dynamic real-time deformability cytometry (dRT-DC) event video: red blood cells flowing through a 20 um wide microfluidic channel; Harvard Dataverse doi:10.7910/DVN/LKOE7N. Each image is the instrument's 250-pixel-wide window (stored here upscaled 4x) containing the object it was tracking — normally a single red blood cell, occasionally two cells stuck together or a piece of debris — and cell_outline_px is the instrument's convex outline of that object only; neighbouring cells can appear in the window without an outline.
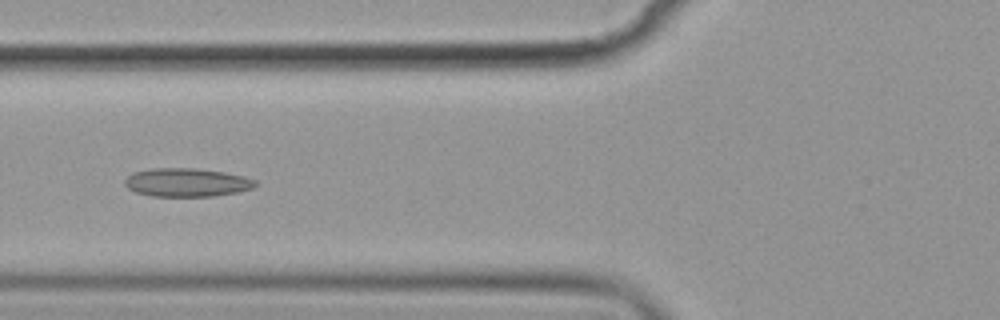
{"species": "common noctule bat (a hibernating species)", "species_latin": "Nyctalus noctula", "temperature_condition": "cold", "stored_images_in_passage": 7, "camera_frame_rate_fps": 3000, "um_per_image_px": 0.085, "animal": {"sex": "female", "body_mass_g": 19.9}, "frame": {"image": 1, "passage_image": 6, "time_ms": 6.0, "image_size_px": [1000, 320], "cell_outline_px": [[256, 184], [252, 188], [236, 192], [212, 196], [152, 196], [136, 192], [128, 188], [124, 184], [124, 180], [132, 172], [152, 168], [196, 168], [224, 172], [244, 176], [256, 180]], "centroid_in_image_um": [15.85, 15.5], "position_along_channel_um": 110.0, "area_um2": 21.62}}
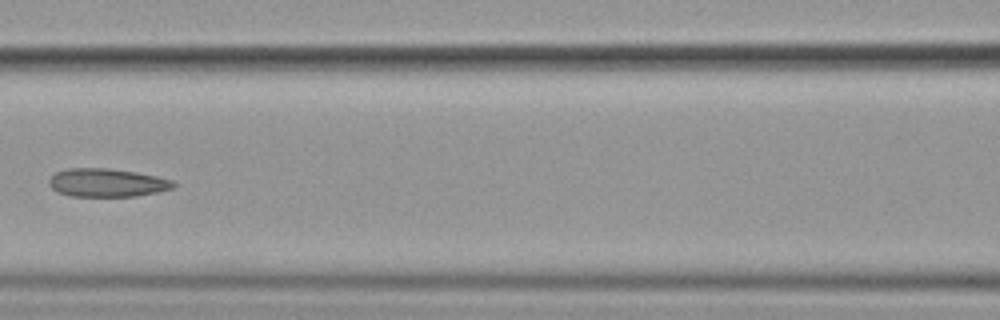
{"frame": {"image": 2, "passage_image": 7, "time_ms": 7.333, "image_size_px": [1000, 320], "cell_outline_px": [[176, 184], [172, 188], [156, 192], [136, 196], [68, 196], [56, 192], [48, 184], [48, 180], [56, 172], [68, 168], [108, 168], [136, 172], [156, 176], [172, 180]], "centroid_in_image_um": [9.05, 15.53], "position_along_channel_um": 157.6, "area_um2": 20.52}}